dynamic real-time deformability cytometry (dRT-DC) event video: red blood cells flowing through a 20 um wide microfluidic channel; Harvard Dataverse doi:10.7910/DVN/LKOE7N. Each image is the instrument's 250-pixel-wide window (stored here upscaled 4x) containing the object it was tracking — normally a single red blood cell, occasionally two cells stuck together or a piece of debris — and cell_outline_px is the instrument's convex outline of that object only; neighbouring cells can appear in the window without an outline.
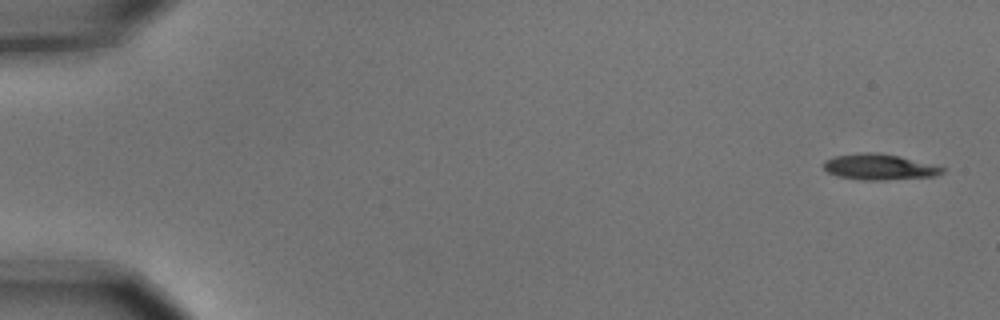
{"species": "common noctule bat (a hibernating species)", "species_latin": "Nyctalus noctula", "temperature_condition": "cold", "stored_images_in_passage": 5, "camera_frame_rate_fps": 3000, "um_per_image_px": 0.085, "animal": {"sex": "male", "body_mass_g": 15.6}, "frame": {"image": 1, "passage_image": 1, "time_ms": 0.0, "image_size_px": [1000, 320], "cell_outline_px": [[944, 172], [936, 176], [884, 180], [860, 180], [836, 176], [828, 172], [824, 168], [824, 160], [836, 156], [860, 152], [872, 152], [900, 156], [932, 164], [944, 168]], "centroid_in_image_um": [74.73, 14.19], "position_along_channel_um": 10.3, "area_um2": 17.86}}
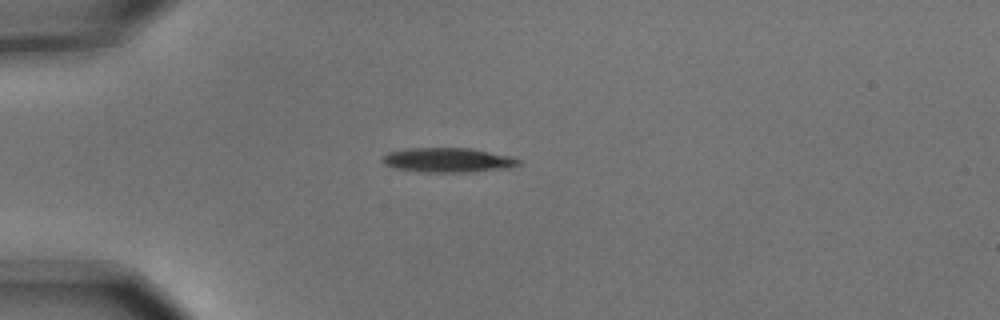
{"frame": {"image": 2, "passage_image": 4, "time_ms": 1.0, "image_size_px": [1000, 320], "cell_outline_px": [[520, 164], [512, 168], [472, 172], [420, 172], [396, 168], [384, 164], [384, 156], [388, 152], [408, 148], [468, 148], [512, 156], [520, 160]], "centroid_in_image_um": [38.13, 13.61], "position_along_channel_um": 46.9, "area_um2": 19.48}}